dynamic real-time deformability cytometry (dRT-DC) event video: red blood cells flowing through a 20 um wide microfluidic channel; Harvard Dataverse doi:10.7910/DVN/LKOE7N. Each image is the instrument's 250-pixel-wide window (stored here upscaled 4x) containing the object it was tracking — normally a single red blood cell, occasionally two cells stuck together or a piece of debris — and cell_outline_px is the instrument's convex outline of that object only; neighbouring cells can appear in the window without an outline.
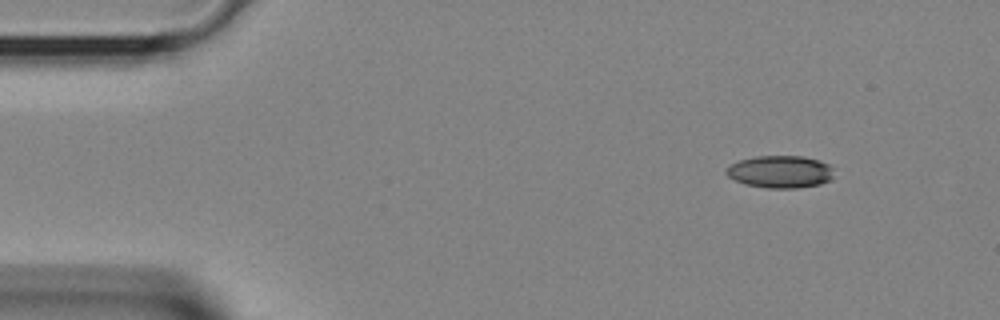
{"species": "Egyptian fruit bat (a non-hibernating species)", "species_latin": "Rousettus aegyptiacus", "temperature_condition": "room temperature", "stored_images_in_passage": 36, "camera_frame_rate_fps": 3000, "um_per_image_px": 0.085, "animal": {"sex": "female"}, "frame": {"image": 1, "passage_image": 1, "time_ms": 0.0, "image_size_px": [1000, 320], "cell_outline_px": [[832, 176], [828, 180], [820, 184], [796, 188], [768, 188], [744, 184], [728, 176], [724, 172], [732, 164], [740, 160], [756, 156], [800, 156], [816, 160], [828, 164], [832, 168]], "centroid_in_image_um": [66.29, 14.6], "position_along_channel_um": 18.7, "area_um2": 20.0}}
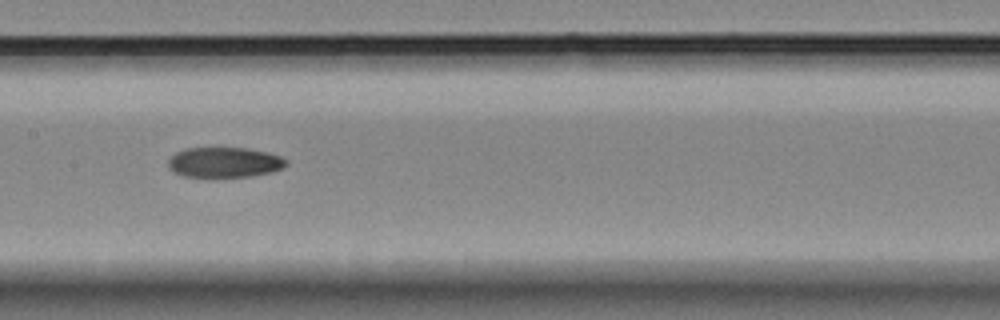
{"frame": {"image": 2, "passage_image": 16, "time_ms": 5.0, "image_size_px": [1000, 320], "cell_outline_px": [[288, 164], [272, 172], [252, 176], [212, 180], [184, 176], [168, 168], [168, 160], [176, 152], [188, 148], [248, 148], [268, 152], [280, 156], [288, 160]], "centroid_in_image_um": [19.07, 13.84], "position_along_channel_um": 188.3, "area_um2": 21.56}}
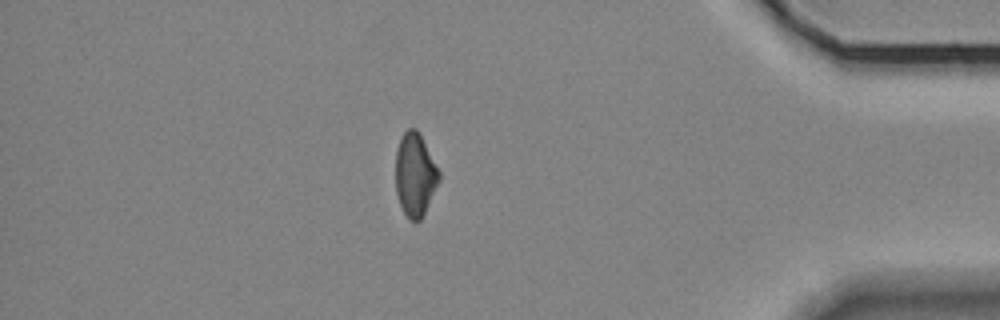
{"frame": {"image": 3, "passage_image": 31, "time_ms": 10.0, "image_size_px": [1000, 320], "cell_outline_px": [[440, 180], [420, 220], [416, 224], [408, 220], [400, 204], [396, 192], [396, 148], [400, 136], [408, 128], [416, 128], [440, 172]], "centroid_in_image_um": [35.26, 14.86], "position_along_channel_um": 399.9, "area_um2": 20.98}}